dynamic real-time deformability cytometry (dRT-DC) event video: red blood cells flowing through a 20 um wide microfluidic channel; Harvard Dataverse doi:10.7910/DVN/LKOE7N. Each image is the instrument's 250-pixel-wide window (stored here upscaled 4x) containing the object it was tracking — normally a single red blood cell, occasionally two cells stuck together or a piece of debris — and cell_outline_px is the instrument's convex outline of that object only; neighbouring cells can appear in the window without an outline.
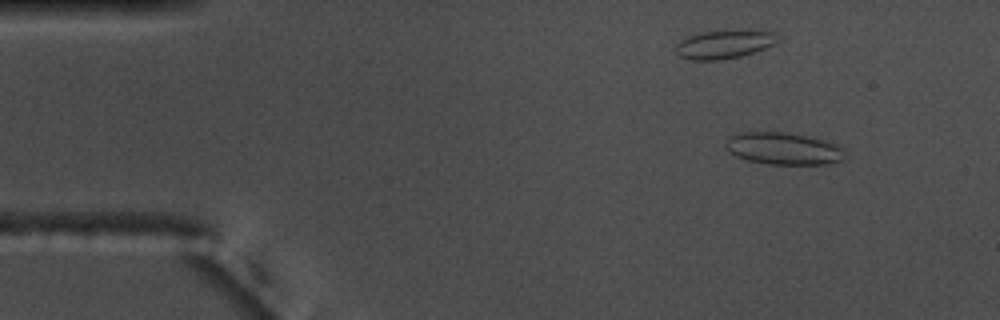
{"species": "common noctule bat (a hibernating species)", "species_latin": "Nyctalus noctula", "temperature_condition": "warm", "stored_images_in_passage": 54, "camera_frame_rate_fps": 3000, "um_per_image_px": 0.085, "animal": {"sex": "male", "body_mass_g": 17.5, "forearm_length_mm": 52.3}, "frame": {"image": 1, "passage_image": 6, "time_ms": 1.667, "image_size_px": [1000, 320], "cell_outline_px": [[844, 160], [828, 164], [768, 164], [748, 160], [736, 156], [728, 152], [724, 148], [724, 140], [728, 136], [740, 132], [788, 132], [808, 136], [840, 144], [844, 148]], "centroid_in_image_um": [66.58, 12.62], "position_along_channel_um": 18.4, "area_um2": 22.83}}
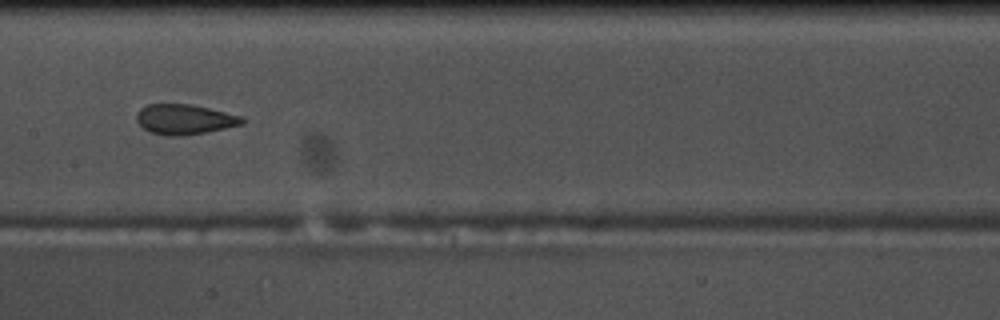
{"frame": {"image": 2, "passage_image": 27, "time_ms": 8.667, "image_size_px": [1000, 320], "cell_outline_px": [[248, 120], [244, 124], [204, 132], [180, 136], [164, 136], [148, 132], [136, 120], [136, 112], [140, 108], [148, 104], [192, 104], [244, 116]], "centroid_in_image_um": [15.7, 10.14], "position_along_channel_um": 191.7, "area_um2": 18.79}}
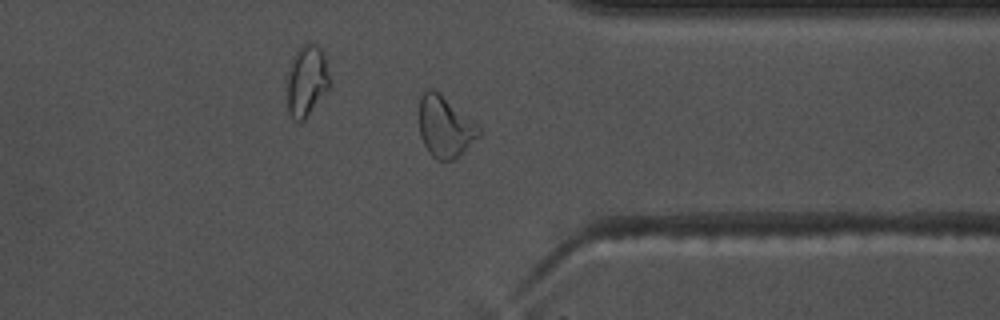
{"frame": {"image": 3, "passage_image": 42, "time_ms": 13.667, "image_size_px": [1000, 320], "cell_outline_px": [[480, 136], [456, 160], [436, 160], [428, 152], [420, 136], [420, 96], [428, 88], [432, 88], [440, 92], [476, 124], [480, 128]], "centroid_in_image_um": [37.83, 10.79], "position_along_channel_um": 373.6, "area_um2": 21.33}, "authors_computed_cell_mechanics": {"area_um2": 20.1722, "velocity_mm_per_s": 3.7292, "shape_relaxation_time_tau1_ms": 11.3168, "shape_relaxation_time_tau2_ms": 1.1777, "deformation_change_tau1": 0.2231, "deformation_change_tau2": 0.0729}}